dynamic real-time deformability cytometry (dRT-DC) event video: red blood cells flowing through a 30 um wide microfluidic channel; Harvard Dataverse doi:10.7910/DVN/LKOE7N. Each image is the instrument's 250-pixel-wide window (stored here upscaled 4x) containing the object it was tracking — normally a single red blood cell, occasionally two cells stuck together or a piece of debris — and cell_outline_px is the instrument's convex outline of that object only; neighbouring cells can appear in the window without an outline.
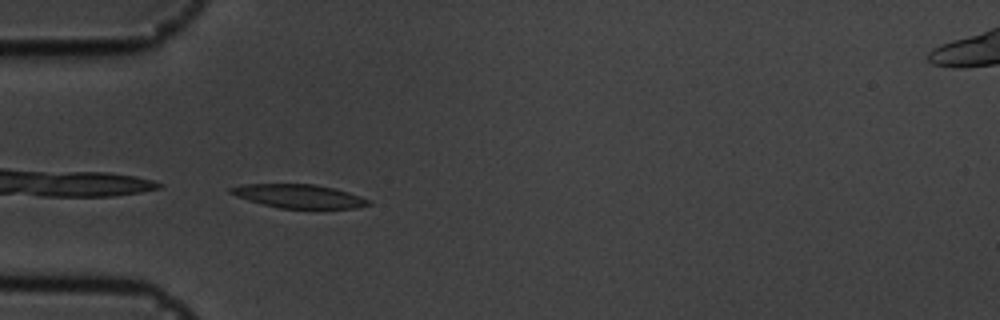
{"species": "common noctule bat (a hibernating species)", "species_latin": "Nyctalus noctula", "temperature_condition": "cold", "stored_images_in_passage": 41, "camera_frame_rate_fps": 3000, "um_per_image_px": 0.085, "animal": {"sex": "male", "body_mass_g": 19.5, "forearm_length_mm": 54.6}, "frame": {"image": 1, "passage_image": 1, "time_ms": 0.0, "image_size_px": [1000, 320], "cell_outline_px": [[372, 204], [356, 208], [280, 208], [260, 204], [236, 196], [228, 192], [228, 188], [244, 184], [312, 184], [332, 188], [348, 192], [372, 200]], "centroid_in_image_um": [25.39, 16.68], "position_along_channel_um": 59.6, "area_um2": 18.96}}
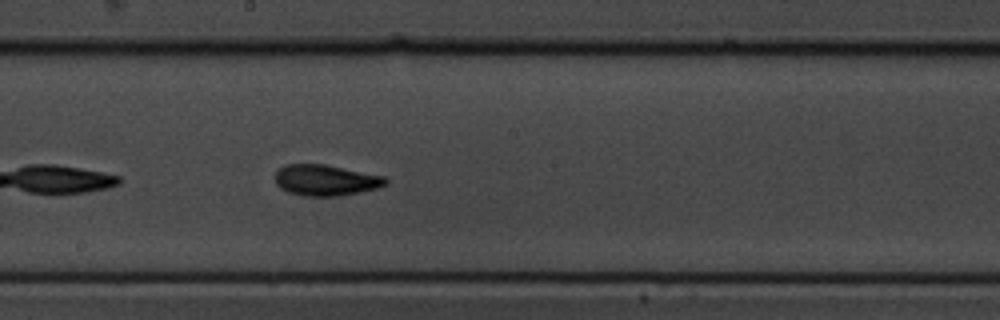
{"frame": {"image": 2, "passage_image": 15, "time_ms": 4.667, "image_size_px": [1000, 320], "cell_outline_px": [[388, 184], [376, 188], [360, 192], [340, 196], [304, 196], [288, 192], [280, 188], [276, 184], [276, 172], [284, 164], [324, 164], [384, 176], [388, 180]], "centroid_in_image_um": [27.68, 15.32], "position_along_channel_um": 220.5, "area_um2": 19.94}}
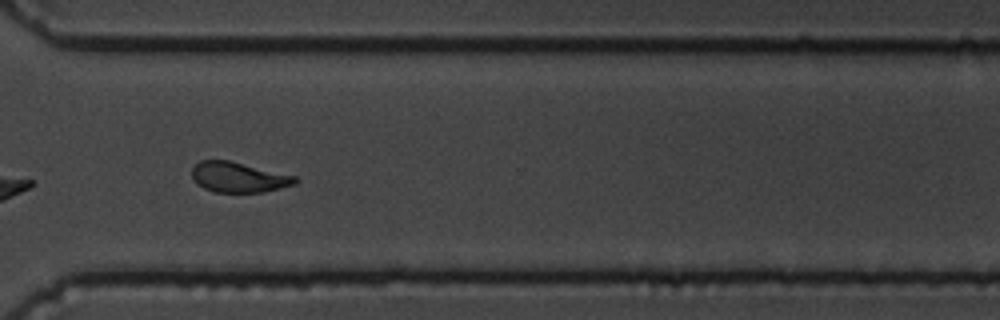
{"frame": {"image": 3, "passage_image": 26, "time_ms": 8.333, "image_size_px": [1000, 320], "cell_outline_px": [[300, 180], [296, 184], [264, 192], [216, 192], [204, 188], [196, 184], [192, 176], [192, 168], [200, 160], [228, 160], [296, 176]], "centroid_in_image_um": [20.29, 15.07], "position_along_channel_um": 350.3, "area_um2": 18.21}, "authors_computed_cell_mechanics": {"area_um2": 18.9584, "velocity_mm_per_s": 3.5405, "shape_relaxation_time_tau1_ms": 3.0121, "shape_relaxation_time_tau2_ms": 2.8392, "deformation_change_tau1": 0.139, "deformation_change_tau2": 0.0989}}